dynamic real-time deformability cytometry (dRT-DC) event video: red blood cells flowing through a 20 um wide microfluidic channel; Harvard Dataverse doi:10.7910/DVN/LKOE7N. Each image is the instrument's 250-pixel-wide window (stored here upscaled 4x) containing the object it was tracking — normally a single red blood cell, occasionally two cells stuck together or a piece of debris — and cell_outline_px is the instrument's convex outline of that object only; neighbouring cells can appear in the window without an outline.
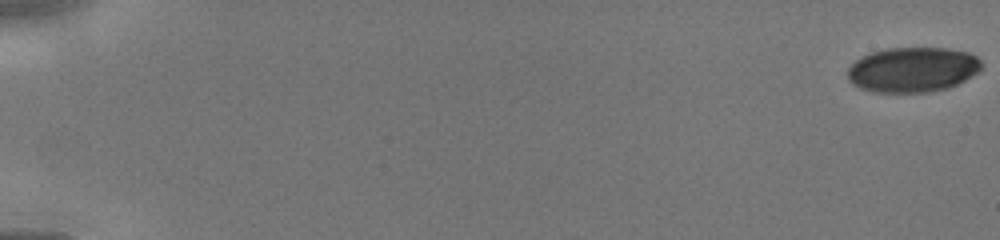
{"species": "human", "species_latin": "Homo sapiens", "temperature_condition": "cold", "stored_images_in_passage": 16, "camera_frame_rate_fps": 3000, "um_per_image_px": 0.085, "donor": {"sex": "male"}, "frame": {"image": 1, "passage_image": 1, "time_ms": 0.0, "image_size_px": [1000, 240], "cell_outline_px": [[980, 68], [976, 72], [964, 80], [948, 88], [928, 92], [872, 92], [860, 88], [852, 84], [848, 80], [848, 68], [856, 60], [872, 52], [888, 48], [948, 48], [968, 52], [976, 56], [980, 60]], "centroid_in_image_um": [77.55, 5.92], "position_along_channel_um": 7.5, "area_um2": 34.91}}
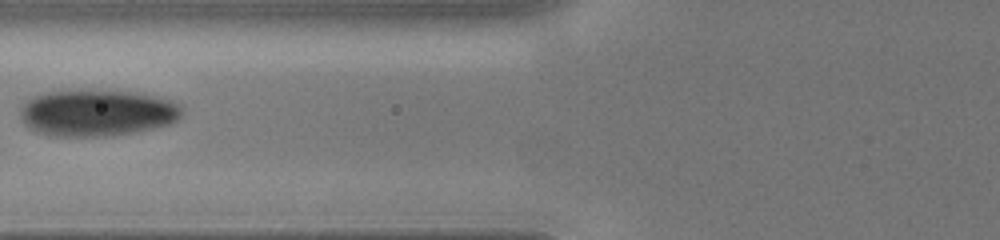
{"frame": {"image": 2, "passage_image": 14, "time_ms": 6.667, "image_size_px": [1000, 240], "cell_outline_px": [[184, 112], [176, 120], [168, 124], [136, 132], [104, 136], [52, 136], [36, 132], [28, 128], [24, 124], [20, 116], [20, 108], [32, 96], [44, 92], [96, 88], [140, 92], [172, 100], [180, 104], [184, 108]], "centroid_in_image_um": [8.25, 9.55], "position_along_channel_um": 117.5, "area_um2": 44.97}}
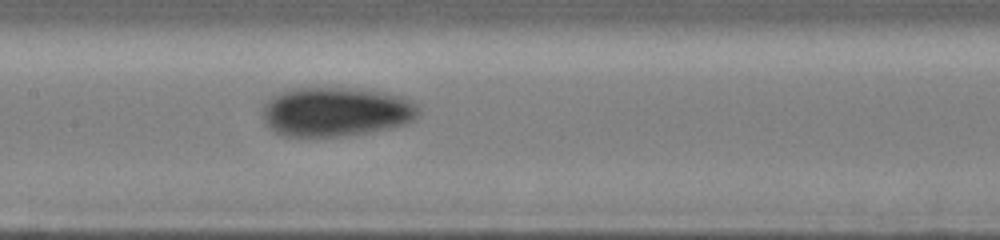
{"frame": {"image": 3, "passage_image": 16, "time_ms": 8.0, "image_size_px": [1000, 240], "cell_outline_px": [[420, 116], [408, 124], [392, 128], [344, 136], [284, 136], [276, 132], [264, 120], [264, 104], [272, 96], [288, 88], [356, 88], [388, 92], [404, 96], [412, 100], [420, 108]], "centroid_in_image_um": [28.65, 9.48], "position_along_channel_um": 178.8, "area_um2": 45.37}}